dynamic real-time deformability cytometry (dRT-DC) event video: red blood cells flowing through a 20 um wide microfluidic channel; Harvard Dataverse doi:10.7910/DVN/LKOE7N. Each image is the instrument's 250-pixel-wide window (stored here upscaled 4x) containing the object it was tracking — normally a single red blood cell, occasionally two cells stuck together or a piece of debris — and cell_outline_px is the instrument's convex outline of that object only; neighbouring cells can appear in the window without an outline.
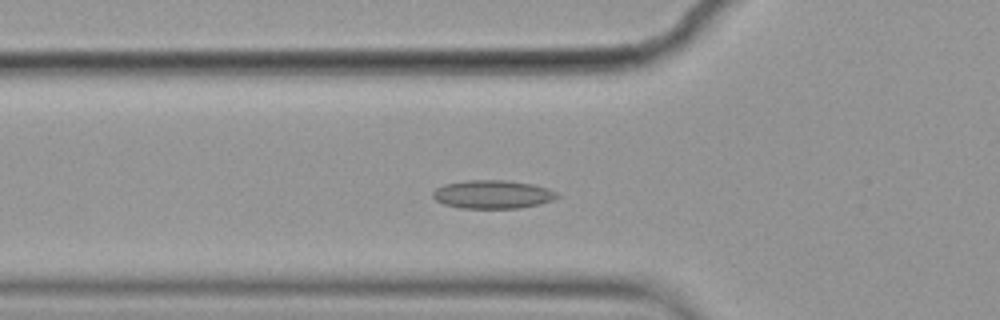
{"species": "common noctule bat (a hibernating species)", "species_latin": "Nyctalus noctula", "temperature_condition": "cold", "stored_images_in_passage": 50, "camera_frame_rate_fps": 3000, "um_per_image_px": 0.085, "animal": {"sex": "female", "body_mass_g": 19.9}, "frame": {"image": 1, "passage_image": 18, "time_ms": 5.667, "image_size_px": [1000, 320], "cell_outline_px": [[560, 196], [552, 200], [540, 204], [520, 208], [460, 208], [444, 204], [436, 200], [432, 196], [432, 192], [436, 188], [444, 184], [468, 180], [508, 180], [532, 184], [548, 188], [556, 192]], "centroid_in_image_um": [41.87, 16.52], "position_along_channel_um": 83.9, "area_um2": 20.63}}
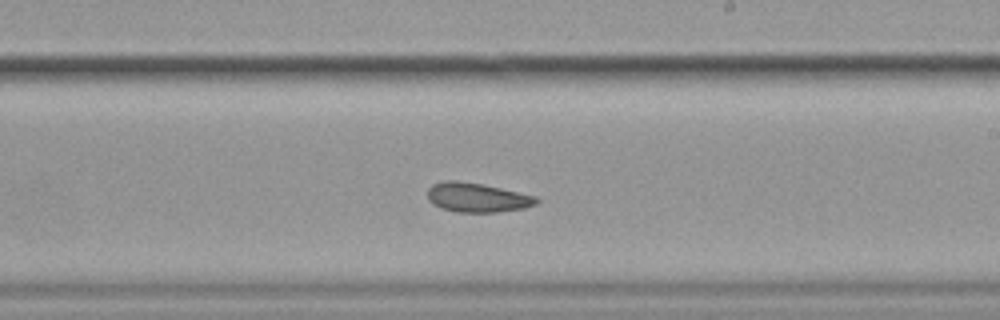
{"frame": {"image": 2, "passage_image": 32, "time_ms": 10.333, "image_size_px": [1000, 320], "cell_outline_px": [[540, 200], [536, 204], [524, 208], [496, 212], [456, 212], [440, 208], [432, 204], [428, 200], [428, 188], [432, 184], [444, 180], [456, 180], [484, 184], [536, 196]], "centroid_in_image_um": [40.53, 16.78], "position_along_channel_um": 248.5, "area_um2": 18.79}}
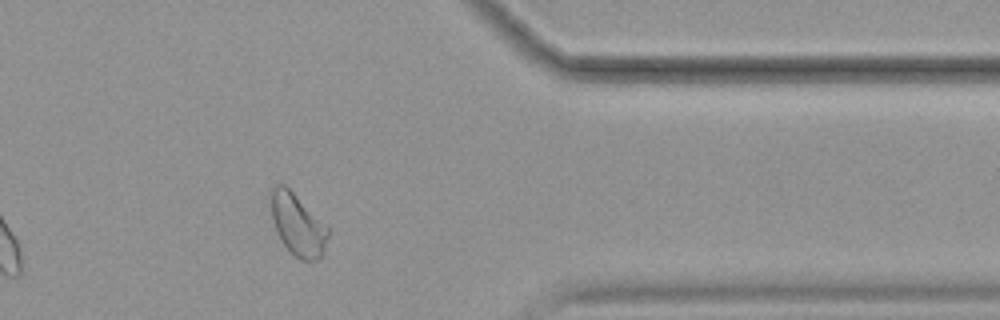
{"frame": {"image": 3, "passage_image": 45, "time_ms": 14.667, "image_size_px": [1000, 320], "cell_outline_px": [[328, 236], [320, 256], [316, 260], [300, 260], [284, 244], [276, 232], [272, 220], [268, 200], [268, 192], [276, 184], [284, 184], [328, 228]], "centroid_in_image_um": [25.21, 19.05], "position_along_channel_um": 386.2, "area_um2": 20.23}, "authors_computed_cell_mechanics": {"area_um2": 20.23, "velocity_mm_per_s": 3.5275, "shape_relaxation_time_tau1_ms": null, "shape_relaxation_time_tau2_ms": 2.9849, "deformation_change_tau1": null, "deformation_change_tau2": 0.0923}}